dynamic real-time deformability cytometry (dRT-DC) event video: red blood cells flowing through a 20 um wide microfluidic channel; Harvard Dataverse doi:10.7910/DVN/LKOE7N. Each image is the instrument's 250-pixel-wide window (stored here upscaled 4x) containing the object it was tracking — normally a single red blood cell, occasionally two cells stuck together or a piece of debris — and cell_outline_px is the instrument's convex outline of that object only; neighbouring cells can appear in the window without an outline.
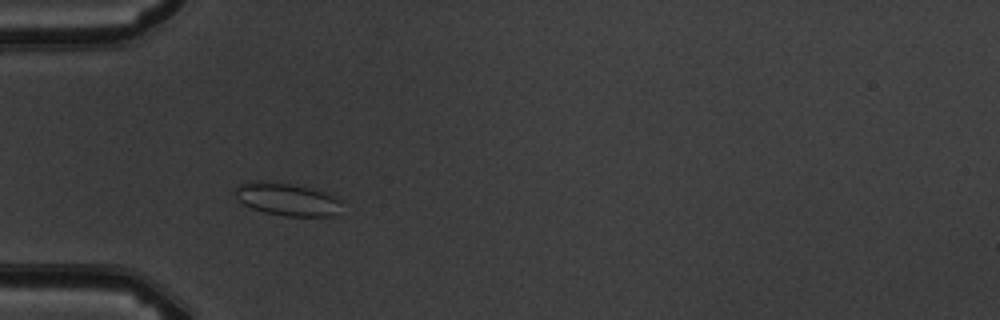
{"species": "common noctule bat (a hibernating species)", "species_latin": "Nyctalus noctula", "temperature_condition": "warm", "stored_images_in_passage": 3, "camera_frame_rate_fps": 3000, "um_per_image_px": 0.085, "animal": {"sex": "male", "body_mass_g": 19.5, "forearm_length_mm": 54.6}, "frame": {"image": 1, "passage_image": 2, "time_ms": 1.333, "image_size_px": [1000, 320], "cell_outline_px": [[340, 200], [332, 216], [284, 216], [264, 212], [252, 208], [244, 204], [236, 196], [232, 188], [236, 184], [248, 180], [256, 180], [292, 184], [324, 192]], "centroid_in_image_um": [24.25, 16.91], "position_along_channel_um": 60.8, "area_um2": 20.06}}
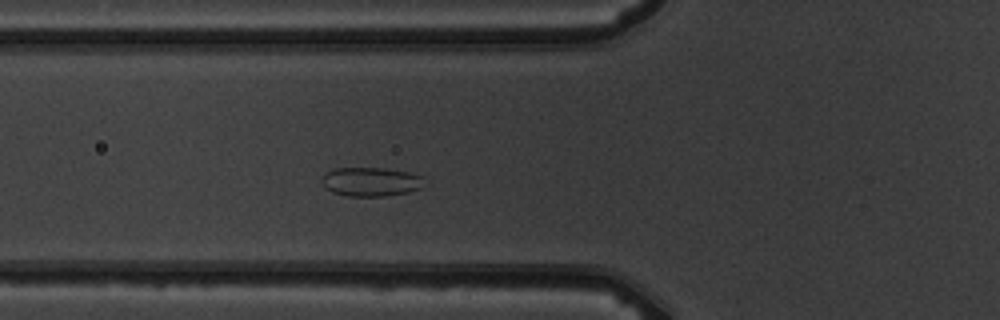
{"frame": {"image": 2, "passage_image": 3, "time_ms": 2.333, "image_size_px": [1000, 320], "cell_outline_px": [[424, 176], [420, 188], [408, 192], [384, 196], [348, 196], [332, 192], [324, 188], [320, 180], [324, 172], [336, 168], [384, 168], [408, 172]], "centroid_in_image_um": [31.46, 15.44], "position_along_channel_um": 94.3, "area_um2": 17.4}}